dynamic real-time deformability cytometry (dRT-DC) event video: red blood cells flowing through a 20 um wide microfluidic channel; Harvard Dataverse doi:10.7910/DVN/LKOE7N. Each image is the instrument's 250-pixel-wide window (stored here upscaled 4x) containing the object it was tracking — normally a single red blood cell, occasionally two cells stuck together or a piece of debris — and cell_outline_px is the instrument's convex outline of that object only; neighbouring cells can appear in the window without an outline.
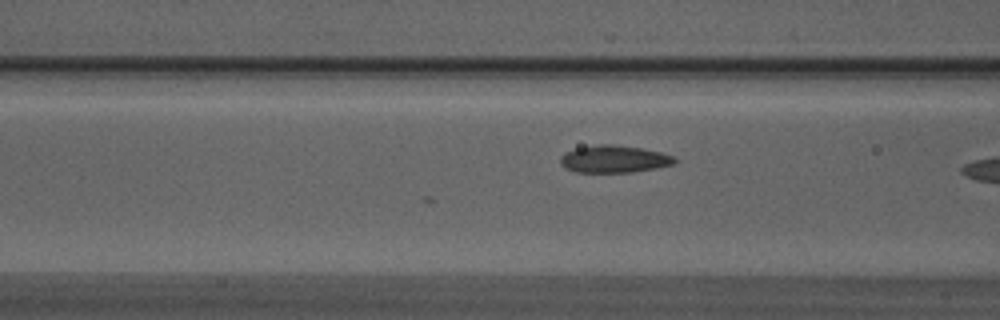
{"species": "Egyptian fruit bat (a non-hibernating species)", "species_latin": "Rousettus aegyptiacus", "temperature_condition": "warm", "stored_images_in_passage": 5, "camera_frame_rate_fps": 3000, "um_per_image_px": 0.085, "animal": {"sex": "male"}, "frame": {"image": 1, "passage_image": 5, "time_ms": 1.333, "image_size_px": [1000, 320], "cell_outline_px": [[676, 164], [656, 168], [632, 172], [576, 172], [564, 168], [560, 164], [560, 156], [564, 152], [576, 148], [600, 144], [612, 144], [644, 148], [660, 152], [672, 156], [676, 160]], "centroid_in_image_um": [52.17, 13.52], "position_along_channel_um": 114.4, "area_um2": 18.32}}